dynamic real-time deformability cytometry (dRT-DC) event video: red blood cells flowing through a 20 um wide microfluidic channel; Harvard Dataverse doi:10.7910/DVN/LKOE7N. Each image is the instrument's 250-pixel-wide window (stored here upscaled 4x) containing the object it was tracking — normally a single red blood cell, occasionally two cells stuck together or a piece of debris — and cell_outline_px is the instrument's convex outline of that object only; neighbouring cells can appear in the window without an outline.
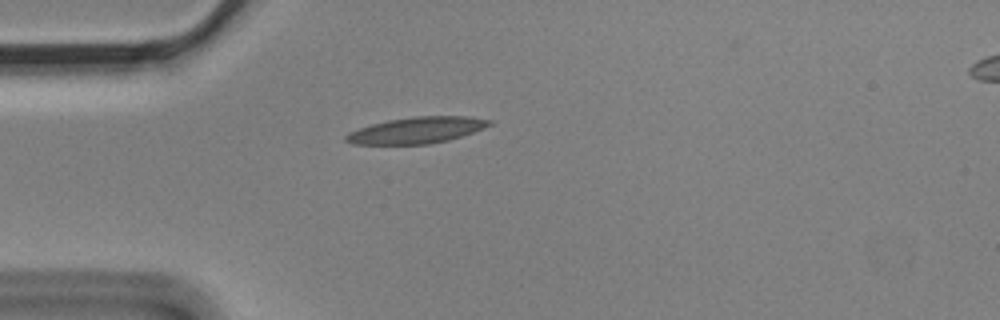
{"species": "Egyptian fruit bat (a non-hibernating species)", "species_latin": "Rousettus aegyptiacus", "temperature_condition": "cold", "stored_images_in_passage": 1, "camera_frame_rate_fps": 3000, "um_per_image_px": 0.085, "animal": {"sex": "male"}, "frame": {"image": 1, "passage_image": 1, "time_ms": 0.0, "image_size_px": [1000, 320], "cell_outline_px": [[492, 124], [484, 128], [448, 140], [428, 144], [352, 144], [344, 140], [344, 136], [348, 132], [372, 124], [388, 120], [416, 116], [468, 116], [492, 120]], "centroid_in_image_um": [35.4, 11.06], "position_along_channel_um": 49.6, "area_um2": 21.85}}